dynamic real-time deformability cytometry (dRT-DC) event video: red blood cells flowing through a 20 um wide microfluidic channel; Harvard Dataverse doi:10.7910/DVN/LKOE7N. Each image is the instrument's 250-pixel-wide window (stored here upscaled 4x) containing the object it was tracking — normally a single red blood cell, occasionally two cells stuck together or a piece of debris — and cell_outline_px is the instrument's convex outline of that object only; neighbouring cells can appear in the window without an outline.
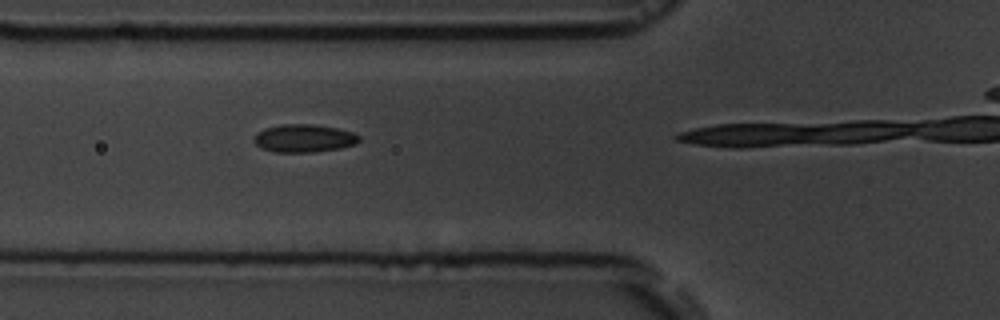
{"species": "common noctule bat (a hibernating species)", "species_latin": "Nyctalus noctula", "temperature_condition": "room temperature", "stored_images_in_passage": 5, "camera_frame_rate_fps": 3000, "um_per_image_px": 0.085, "animal": {"sex": "male", "body_mass_g": 19.5, "forearm_length_mm": 54.6}, "frame": {"image": 1, "passage_image": 4, "time_ms": 4.333, "image_size_px": [1000, 320], "cell_outline_px": [[360, 140], [356, 144], [340, 148], [312, 152], [272, 152], [260, 148], [252, 140], [264, 128], [280, 124], [312, 124], [336, 128], [352, 132], [360, 136]], "centroid_in_image_um": [25.83, 11.76], "position_along_channel_um": 100.0, "area_um2": 17.11}}